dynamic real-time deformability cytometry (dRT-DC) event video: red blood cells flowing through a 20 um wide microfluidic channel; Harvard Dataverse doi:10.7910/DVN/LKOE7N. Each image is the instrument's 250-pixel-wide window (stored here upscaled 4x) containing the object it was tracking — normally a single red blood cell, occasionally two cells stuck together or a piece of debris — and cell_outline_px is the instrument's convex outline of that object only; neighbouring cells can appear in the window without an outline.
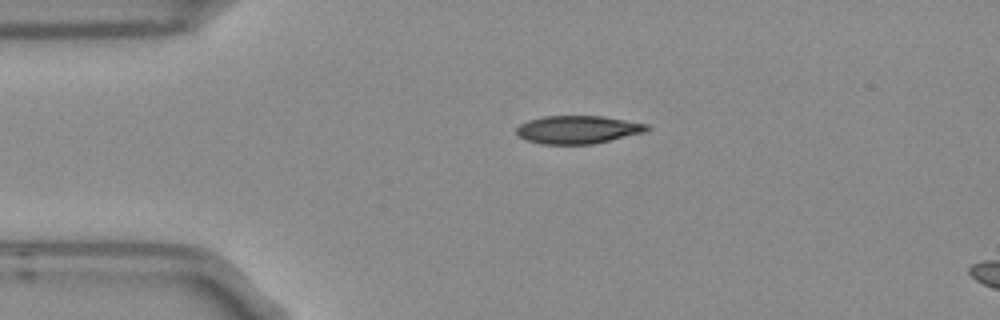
{"species": "Egyptian fruit bat (a non-hibernating species)", "species_latin": "Rousettus aegyptiacus", "temperature_condition": "room temperature", "stored_images_in_passage": 2, "camera_frame_rate_fps": 3000, "um_per_image_px": 0.085, "frame": {"image": 1, "passage_image": 1, "time_ms": 0.0, "image_size_px": [1000, 320], "cell_outline_px": [[652, 128], [648, 132], [592, 144], [540, 144], [524, 140], [516, 132], [516, 128], [520, 124], [528, 120], [544, 116], [604, 116], [648, 124]], "centroid_in_image_um": [49.15, 11.02], "position_along_channel_um": 35.9, "area_um2": 21.56}}